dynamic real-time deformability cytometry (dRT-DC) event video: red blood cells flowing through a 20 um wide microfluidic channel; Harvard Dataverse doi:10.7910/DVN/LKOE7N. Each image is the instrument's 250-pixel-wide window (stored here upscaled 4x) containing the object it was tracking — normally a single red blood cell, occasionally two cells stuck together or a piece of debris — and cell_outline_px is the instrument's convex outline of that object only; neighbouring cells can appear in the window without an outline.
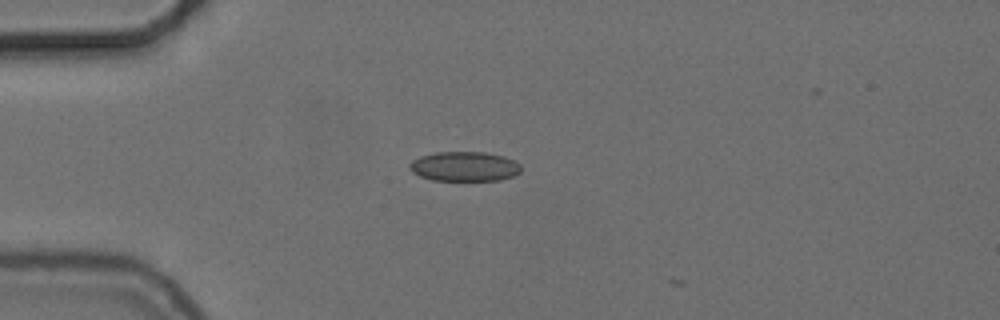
{"species": "common noctule bat (a hibernating species)", "species_latin": "Nyctalus noctula", "temperature_condition": "cold", "stored_images_in_passage": 7, "camera_frame_rate_fps": 3000, "um_per_image_px": 0.085, "animal": {"sex": "female", "body_mass_g": 24.6, "forearm_length_mm": 56.2}, "frame": {"image": 1, "passage_image": 1, "time_ms": 0.0, "image_size_px": [1000, 320], "cell_outline_px": [[520, 172], [512, 176], [500, 180], [432, 180], [420, 176], [412, 172], [408, 168], [408, 164], [412, 160], [420, 156], [436, 152], [484, 152], [504, 156], [520, 164]], "centroid_in_image_um": [39.44, 14.14], "position_along_channel_um": 45.6, "area_um2": 19.25}}
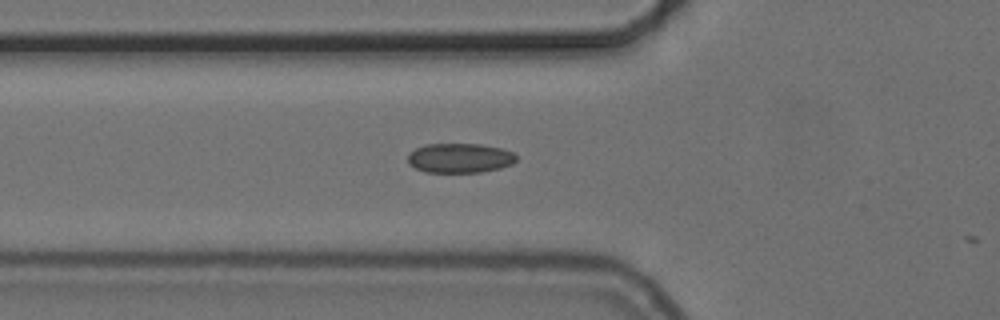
{"frame": {"image": 2, "passage_image": 6, "time_ms": 1.667, "image_size_px": [1000, 320], "cell_outline_px": [[516, 160], [512, 164], [500, 168], [480, 172], [424, 172], [408, 164], [408, 156], [416, 148], [424, 144], [480, 144], [500, 148], [512, 152], [516, 156]], "centroid_in_image_um": [39.07, 13.43], "position_along_channel_um": 86.7, "area_um2": 18.61}}